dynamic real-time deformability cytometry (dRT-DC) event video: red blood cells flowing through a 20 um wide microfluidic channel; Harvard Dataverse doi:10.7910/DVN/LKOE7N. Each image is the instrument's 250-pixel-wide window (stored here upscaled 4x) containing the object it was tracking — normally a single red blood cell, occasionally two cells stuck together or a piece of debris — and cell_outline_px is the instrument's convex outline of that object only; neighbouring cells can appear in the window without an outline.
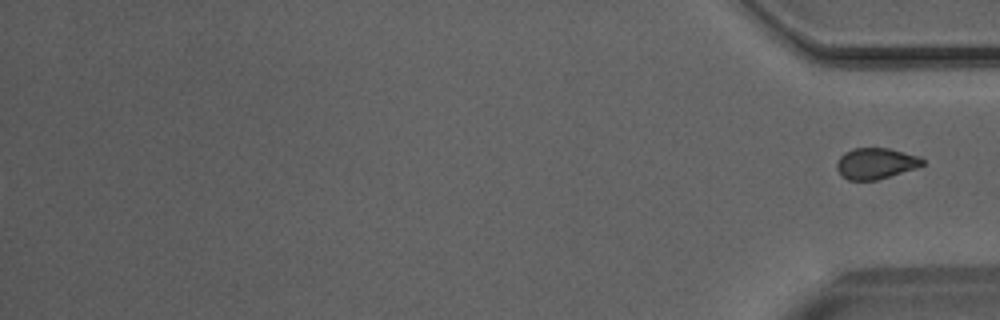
{"species": "Egyptian fruit bat (a non-hibernating species)", "species_latin": "Rousettus aegyptiacus", "temperature_condition": "room temperature", "stored_images_in_passage": 49, "segment_of_instrument_passage": [2, 2], "camera_frame_rate_fps": 3000, "um_per_image_px": 0.085, "animal": {"sex": "male"}, "frame": {"image": 1, "passage_image": 49, "time_ms": 16.0, "image_size_px": [1000, 320], "cell_outline_px": [[924, 164], [916, 168], [876, 180], [848, 180], [840, 176], [836, 168], [836, 164], [840, 156], [844, 152], [852, 148], [888, 148], [920, 156], [924, 160]], "centroid_in_image_um": [74.41, 13.89], "position_along_channel_um": 360.8, "area_um2": 15.61}}